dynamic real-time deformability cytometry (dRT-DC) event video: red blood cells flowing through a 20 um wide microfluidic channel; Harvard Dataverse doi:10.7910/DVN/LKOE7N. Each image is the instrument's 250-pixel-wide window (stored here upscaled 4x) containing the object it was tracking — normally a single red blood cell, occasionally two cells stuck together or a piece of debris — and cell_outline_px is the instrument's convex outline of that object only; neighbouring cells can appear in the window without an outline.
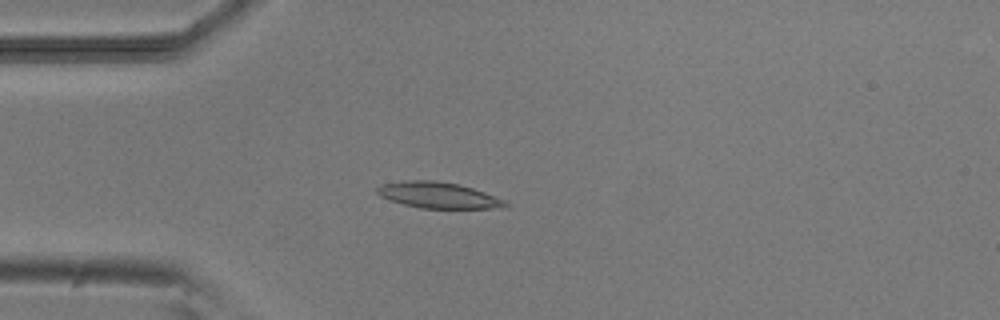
{"species": "common noctule bat (a hibernating species)", "species_latin": "Nyctalus noctula", "temperature_condition": "room temperature", "stored_images_in_passage": 53, "camera_frame_rate_fps": 3000, "um_per_image_px": 0.085, "animal": {"sex": "male", "body_mass_g": 20.5, "forearm_length_mm": 52.5}, "frame": {"image": 1, "passage_image": 15, "time_ms": 4.667, "image_size_px": [1000, 320], "cell_outline_px": [[488, 196], [484, 204], [480, 208], [432, 208], [412, 204], [396, 200], [400, 184], [452, 184], [468, 188], [480, 192]], "centroid_in_image_um": [37.47, 16.67], "position_along_channel_um": 47.5, "area_um2": 13.12}}
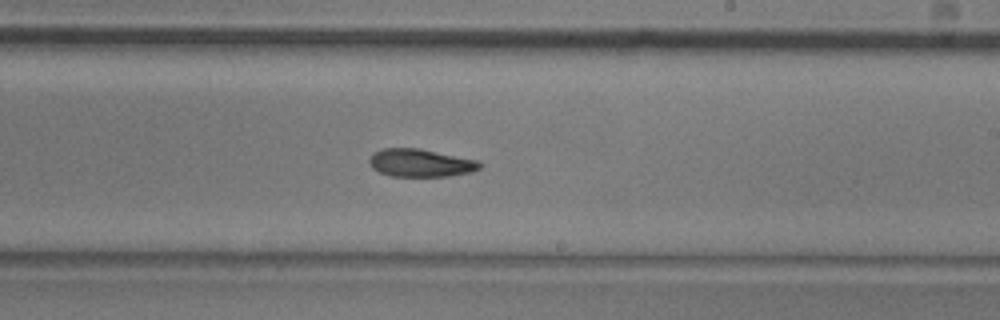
{"frame": {"image": 2, "passage_image": 32, "time_ms": 10.333, "image_size_px": [1000, 320], "cell_outline_px": [[480, 164], [476, 168], [460, 172], [436, 176], [404, 176], [384, 172], [376, 168], [372, 164], [372, 156], [380, 152], [392, 148], [408, 148], [428, 152], [464, 160]], "centroid_in_image_um": [35.59, 13.86], "position_along_channel_um": 253.4, "area_um2": 15.09}}
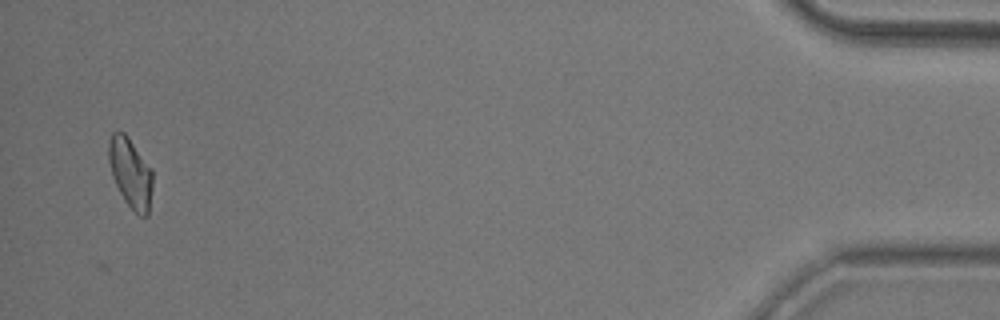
{"frame": {"image": 3, "passage_image": 52, "time_ms": 17.0, "image_size_px": [1000, 320], "cell_outline_px": [[152, 176], [148, 208], [128, 200], [124, 196], [116, 180], [112, 168], [112, 136], [124, 136], [128, 140], [152, 172]], "centroid_in_image_um": [11.13, 14.6], "position_along_channel_um": 424.1, "area_um2": 13.81}}